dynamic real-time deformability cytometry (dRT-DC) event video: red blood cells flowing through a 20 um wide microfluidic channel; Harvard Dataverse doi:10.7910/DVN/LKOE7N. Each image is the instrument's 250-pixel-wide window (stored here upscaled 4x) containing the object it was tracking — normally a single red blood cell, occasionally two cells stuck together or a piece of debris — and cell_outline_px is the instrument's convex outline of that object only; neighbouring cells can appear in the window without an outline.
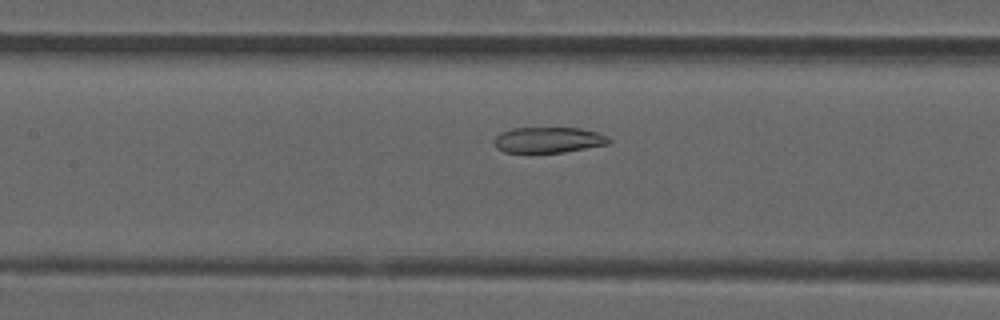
{"species": "common noctule bat (a hibernating species)", "species_latin": "Nyctalus noctula", "temperature_condition": "room temperature", "stored_images_in_passage": 39, "camera_frame_rate_fps": 3000, "um_per_image_px": 0.085, "animal": {"sex": "male", "forearm_length_mm": 52.5}, "frame": {"image": 1, "passage_image": 11, "time_ms": 3.333, "image_size_px": [1000, 320], "cell_outline_px": [[612, 140], [608, 144], [564, 152], [504, 152], [496, 148], [492, 140], [500, 132], [512, 128], [580, 128], [596, 132], [608, 136]], "centroid_in_image_um": [46.59, 11.89], "position_along_channel_um": 160.8, "area_um2": 17.22}}
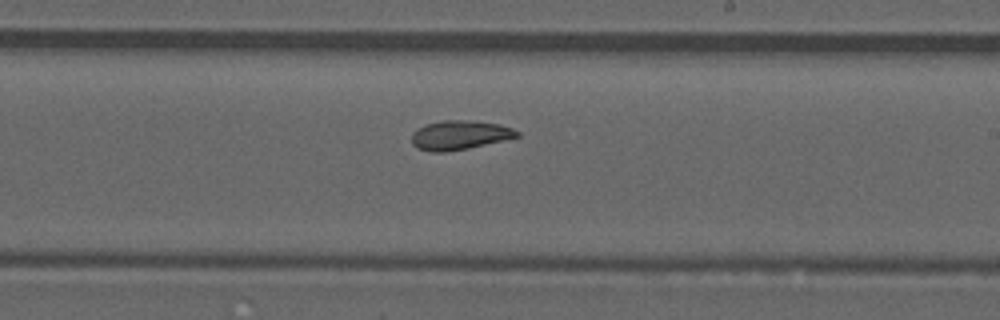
{"frame": {"image": 2, "passage_image": 18, "time_ms": 5.667, "image_size_px": [1000, 320], "cell_outline_px": [[520, 136], [504, 140], [468, 148], [444, 152], [432, 152], [416, 148], [412, 144], [412, 132], [416, 128], [424, 124], [444, 120], [476, 120], [500, 124], [512, 128], [520, 132]], "centroid_in_image_um": [39.05, 11.47], "position_along_channel_um": 249.9, "area_um2": 18.15}}
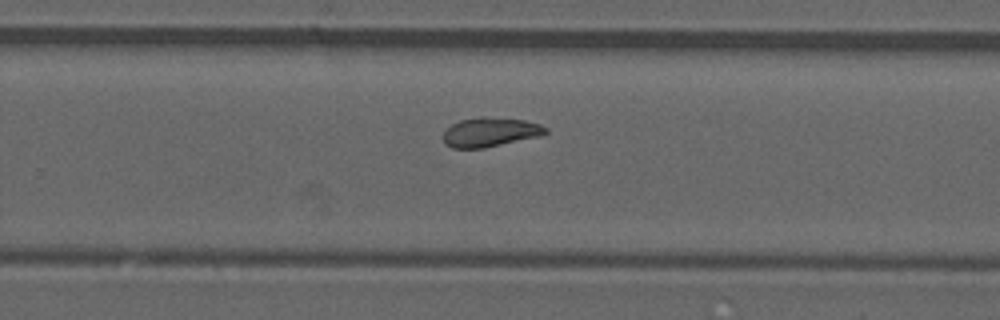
{"frame": {"image": 3, "passage_image": 21, "time_ms": 6.667, "image_size_px": [1000, 320], "cell_outline_px": [[548, 132], [540, 136], [484, 148], [452, 148], [444, 144], [444, 132], [452, 124], [460, 120], [480, 116], [484, 116], [524, 120], [540, 124], [548, 128]], "centroid_in_image_um": [41.67, 11.23], "position_along_channel_um": 288.1, "area_um2": 17.51}, "authors_computed_cell_mechanics": {"area_um2": 18.0914, "velocity_mm_per_s": 3.8355, "shape_relaxation_time_tau1_ms": null, "shape_relaxation_time_tau2_ms": 4.7809, "deformation_change_tau1": null, "deformation_change_tau2": 0.0974}}